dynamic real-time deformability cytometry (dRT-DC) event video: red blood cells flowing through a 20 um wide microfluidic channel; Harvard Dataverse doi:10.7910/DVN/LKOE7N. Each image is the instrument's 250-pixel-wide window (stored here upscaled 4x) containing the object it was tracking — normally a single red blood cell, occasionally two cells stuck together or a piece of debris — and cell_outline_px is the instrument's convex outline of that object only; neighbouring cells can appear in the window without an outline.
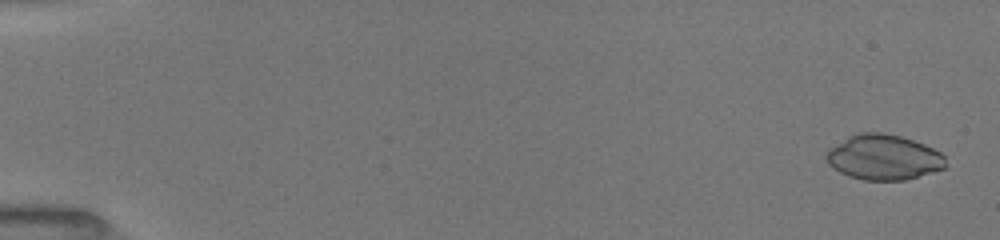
{"species": "common noctule bat (a hibernating species)", "species_latin": "Nyctalus noctula", "temperature_condition": "room temperature", "stored_images_in_passage": 38, "camera_frame_rate_fps": 3000, "um_per_image_px": 0.085, "animal": {"sex": "female", "body_mass_g": 19.5, "forearm_length_mm": 54.1}, "frame": {"image": 1, "passage_image": 1, "time_ms": 0.0, "image_size_px": [1000, 240], "cell_outline_px": [[944, 168], [932, 172], [904, 180], [864, 180], [848, 176], [832, 168], [828, 164], [824, 156], [828, 148], [848, 136], [860, 132], [884, 132], [900, 136], [924, 144], [940, 152], [944, 156]], "centroid_in_image_um": [75.04, 13.36], "position_along_channel_um": 10.0, "area_um2": 31.5}}
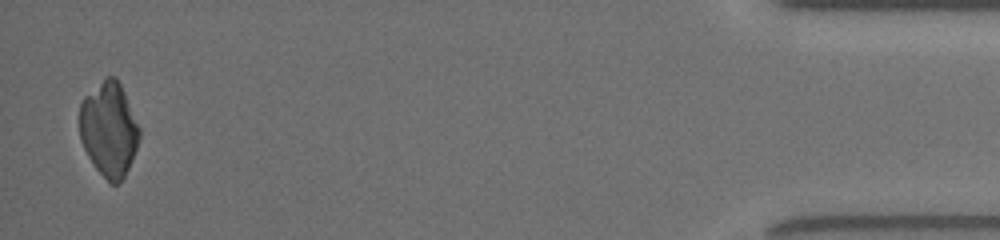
{"frame": {"image": 2, "passage_image": 38, "time_ms": 16.333, "image_size_px": [1000, 240], "cell_outline_px": [[140, 136], [132, 160], [124, 180], [116, 184], [112, 184], [96, 168], [88, 156], [80, 140], [80, 104], [84, 96], [104, 76], [116, 76], [124, 92], [140, 128]], "centroid_in_image_um": [9.26, 10.97], "position_along_channel_um": 425.9, "area_um2": 33.0}}